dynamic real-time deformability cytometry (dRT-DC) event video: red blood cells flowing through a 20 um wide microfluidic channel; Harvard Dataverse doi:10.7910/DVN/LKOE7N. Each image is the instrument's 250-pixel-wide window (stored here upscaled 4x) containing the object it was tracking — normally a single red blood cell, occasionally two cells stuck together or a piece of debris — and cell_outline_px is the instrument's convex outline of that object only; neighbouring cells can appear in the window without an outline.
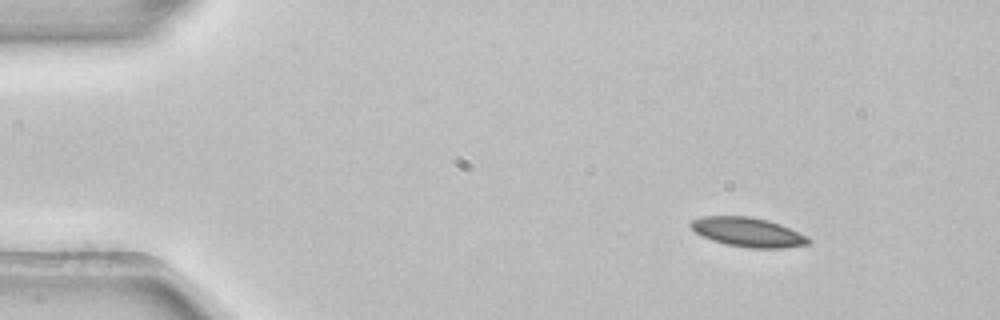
{"species": "common noctule bat (a hibernating species)", "species_latin": "Nyctalus noctula", "temperature_condition": "room temperature", "stored_images_in_passage": 4, "camera_frame_rate_fps": 3000, "um_per_image_px": 0.085, "animal": {"sex": "female", "body_mass_g": 22.7, "forearm_length_mm": 54.2}, "frame": {"image": 1, "passage_image": 1, "time_ms": 0.0, "image_size_px": [1000, 320], "cell_outline_px": [[812, 240], [808, 244], [784, 248], [748, 248], [724, 244], [712, 240], [696, 232], [688, 224], [692, 220], [704, 216], [748, 216], [768, 220], [780, 224], [808, 236]], "centroid_in_image_um": [63.59, 19.74], "position_along_channel_um": 21.4, "area_um2": 20.11}}
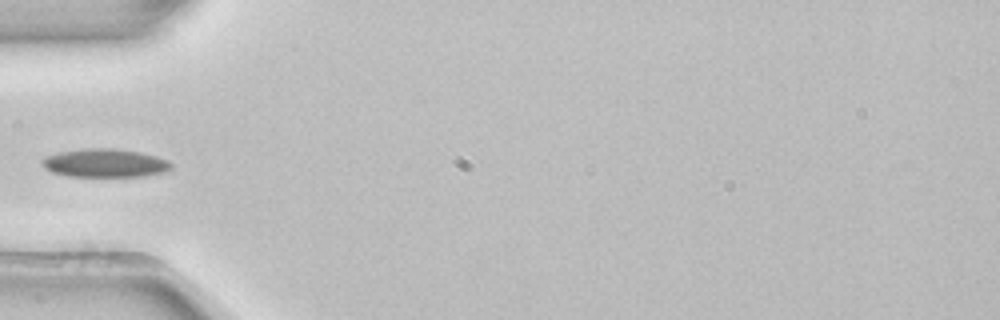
{"frame": {"image": 2, "passage_image": 4, "time_ms": 1.0, "image_size_px": [1000, 320], "cell_outline_px": [[172, 168], [164, 172], [144, 176], [68, 176], [52, 172], [44, 168], [40, 160], [44, 156], [60, 152], [84, 148], [116, 148], [140, 152], [156, 156], [168, 160], [172, 164]], "centroid_in_image_um": [8.91, 13.85], "position_along_channel_um": 76.1, "area_um2": 21.5}}